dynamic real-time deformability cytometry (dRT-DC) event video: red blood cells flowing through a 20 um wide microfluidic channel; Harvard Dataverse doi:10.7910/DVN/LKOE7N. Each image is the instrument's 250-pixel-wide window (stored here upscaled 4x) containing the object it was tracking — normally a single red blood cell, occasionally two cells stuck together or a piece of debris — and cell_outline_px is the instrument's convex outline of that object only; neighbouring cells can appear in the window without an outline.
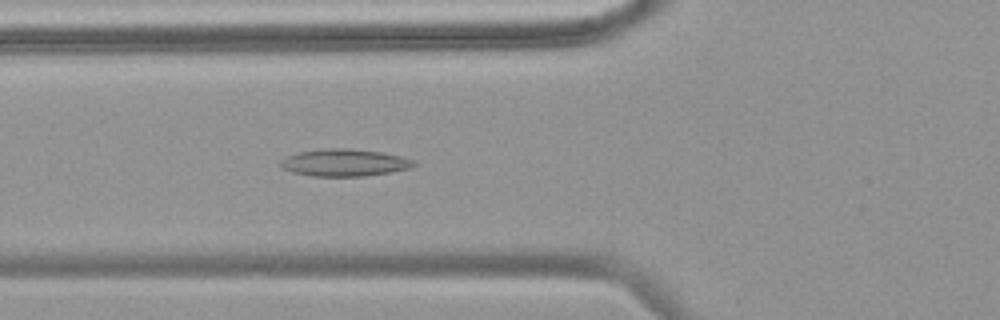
{"species": "common noctule bat (a hibernating species)", "species_latin": "Nyctalus noctula", "temperature_condition": "warm", "stored_images_in_passage": 49, "camera_frame_rate_fps": 3000, "um_per_image_px": 0.085, "animal": {"sex": "female", "body_mass_g": 18.4}, "frame": {"image": 1, "passage_image": 18, "time_ms": 5.667, "image_size_px": [1000, 320], "cell_outline_px": [[416, 164], [412, 168], [364, 176], [312, 176], [292, 172], [280, 168], [280, 160], [288, 156], [300, 152], [324, 148], [348, 148], [380, 152], [400, 156], [416, 160]], "centroid_in_image_um": [29.27, 13.82], "position_along_channel_um": 96.5, "area_um2": 21.1}}
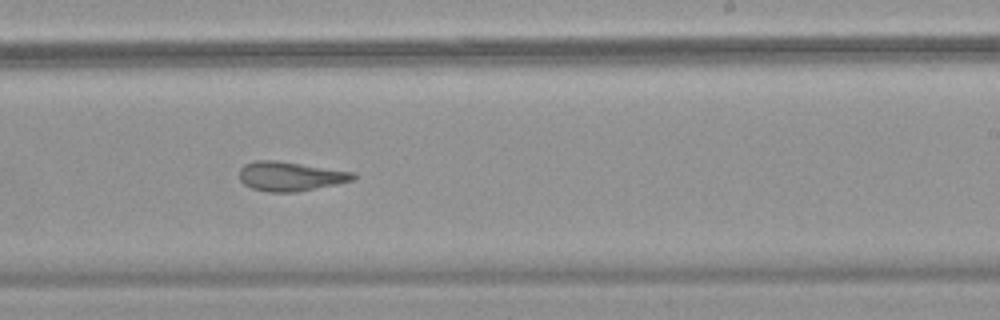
{"frame": {"image": 2, "passage_image": 30, "time_ms": 9.667, "image_size_px": [1000, 320], "cell_outline_px": [[356, 176], [352, 180], [336, 184], [296, 192], [268, 192], [252, 188], [244, 184], [240, 180], [240, 168], [244, 164], [256, 160], [276, 160], [356, 172]], "centroid_in_image_um": [24.66, 14.98], "position_along_channel_um": 264.3, "area_um2": 19.42}}
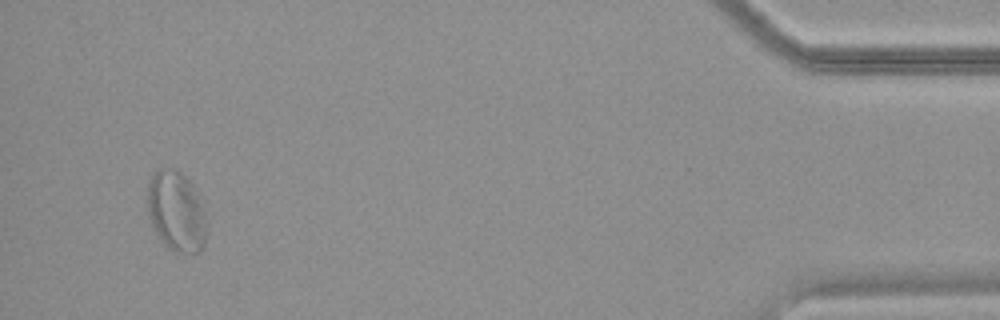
{"frame": {"image": 3, "passage_image": 46, "time_ms": 15.0, "image_size_px": [1000, 320], "cell_outline_px": [[208, 220], [204, 244], [200, 252], [176, 252], [168, 248], [160, 236], [152, 220], [148, 208], [148, 184], [152, 176], [160, 168], [172, 168], [180, 172], [192, 184]], "centroid_in_image_um": [15.03, 17.96], "position_along_channel_um": 420.2, "area_um2": 27.05}}